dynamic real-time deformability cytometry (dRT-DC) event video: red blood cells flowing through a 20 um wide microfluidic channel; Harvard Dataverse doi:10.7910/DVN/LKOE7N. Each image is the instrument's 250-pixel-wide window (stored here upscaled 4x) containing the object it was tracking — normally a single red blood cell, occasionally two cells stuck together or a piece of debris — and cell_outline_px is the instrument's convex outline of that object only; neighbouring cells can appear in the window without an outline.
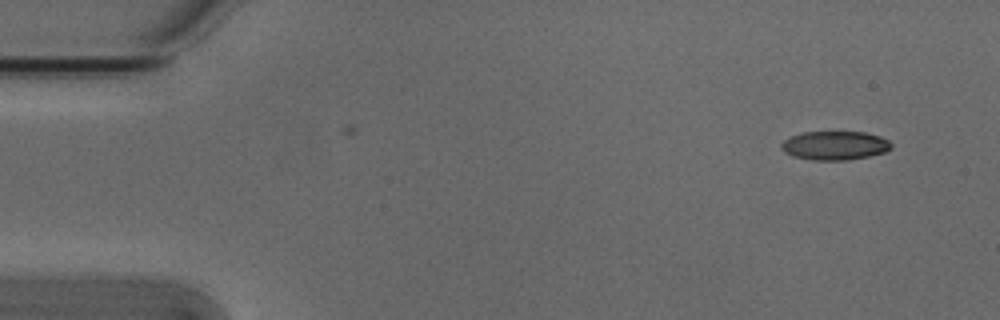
{"species": "Egyptian fruit bat (a non-hibernating species)", "species_latin": "Rousettus aegyptiacus", "temperature_condition": "cold", "stored_images_in_passage": 2, "camera_frame_rate_fps": 3000, "um_per_image_px": 0.085, "animal": {"sex": "male"}, "frame": {"image": 1, "passage_image": 1, "time_ms": 0.0, "image_size_px": [1000, 320], "cell_outline_px": [[892, 148], [884, 152], [868, 156], [848, 160], [812, 160], [792, 156], [784, 152], [780, 148], [780, 144], [784, 140], [792, 136], [804, 132], [864, 132], [880, 136], [888, 140], [892, 144]], "centroid_in_image_um": [70.95, 12.37], "position_along_channel_um": 14.1, "area_um2": 18.5}}